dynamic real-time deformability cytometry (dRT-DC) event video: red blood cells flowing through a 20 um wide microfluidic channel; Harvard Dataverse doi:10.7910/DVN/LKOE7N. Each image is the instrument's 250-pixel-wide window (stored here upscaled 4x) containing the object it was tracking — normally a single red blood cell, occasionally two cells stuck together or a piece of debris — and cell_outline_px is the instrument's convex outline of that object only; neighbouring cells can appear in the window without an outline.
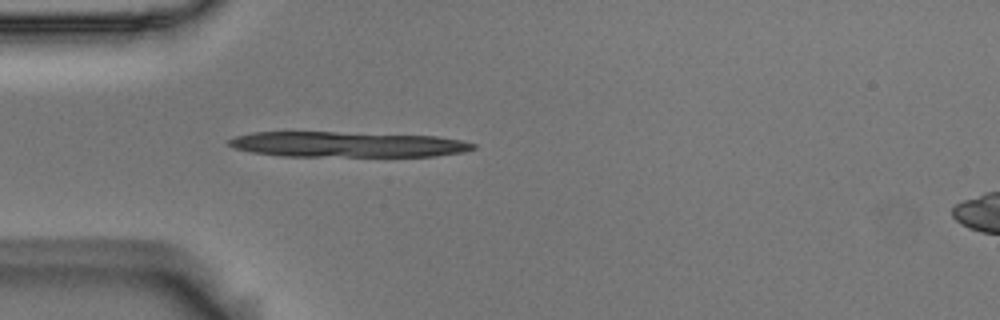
{"species": "Egyptian fruit bat (a non-hibernating species)", "species_latin": "Rousettus aegyptiacus", "temperature_condition": "room temperature", "stored_images_in_passage": 2, "camera_frame_rate_fps": 3000, "um_per_image_px": 0.085, "animal": {"sex": "male"}, "frame": {"image": 1, "passage_image": 1, "time_ms": 0.0, "image_size_px": [1000, 320], "cell_outline_px": [[476, 148], [464, 152], [436, 156], [280, 156], [252, 152], [232, 148], [228, 144], [228, 140], [236, 136], [252, 132], [336, 132], [436, 136], [460, 140], [476, 144]], "centroid_in_image_um": [29.51, 12.28], "position_along_channel_um": 55.5, "area_um2": 36.3}}